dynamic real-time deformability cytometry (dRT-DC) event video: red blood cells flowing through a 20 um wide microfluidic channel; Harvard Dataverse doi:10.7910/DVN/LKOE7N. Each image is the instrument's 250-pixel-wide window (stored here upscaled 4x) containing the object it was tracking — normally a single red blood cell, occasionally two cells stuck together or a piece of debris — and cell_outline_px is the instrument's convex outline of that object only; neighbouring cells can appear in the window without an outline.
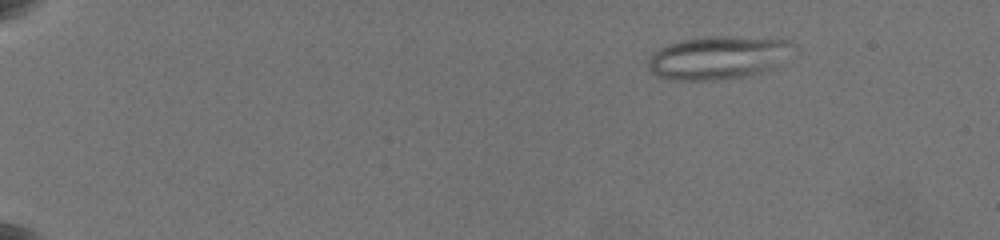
{"species": "common noctule bat (a hibernating species)", "species_latin": "Nyctalus noctula", "temperature_condition": "warm", "stored_images_in_passage": 35, "camera_frame_rate_fps": 3000, "um_per_image_px": 0.085, "animal": {"sex": "female", "body_mass_g": 19.5, "forearm_length_mm": 54.1}, "frame": {"image": 1, "passage_image": 9, "time_ms": 3.0, "image_size_px": [1000, 240], "cell_outline_px": [[796, 48], [780, 64], [772, 68], [760, 72], [744, 76], [712, 80], [672, 80], [656, 76], [648, 68], [648, 60], [660, 48], [680, 40], [704, 36], [724, 36], [788, 40], [796, 44]], "centroid_in_image_um": [61.06, 4.89], "position_along_channel_um": 23.9, "area_um2": 36.41}}
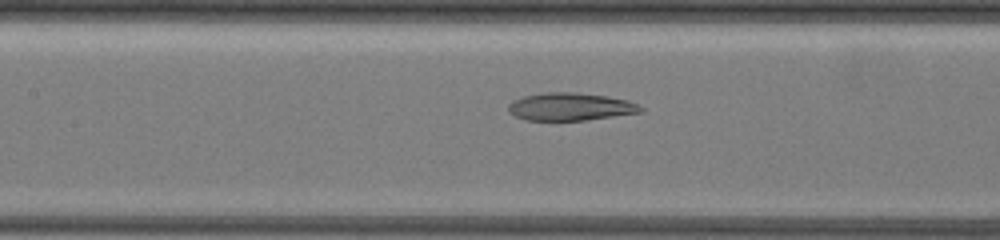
{"frame": {"image": 2, "passage_image": 28, "time_ms": 10.667, "image_size_px": [1000, 240], "cell_outline_px": [[644, 112], [588, 120], [524, 120], [508, 112], [508, 104], [512, 100], [524, 96], [544, 92], [576, 92], [608, 96], [628, 100], [644, 108]], "centroid_in_image_um": [48.49, 9.07], "position_along_channel_um": 158.9, "area_um2": 21.62}}
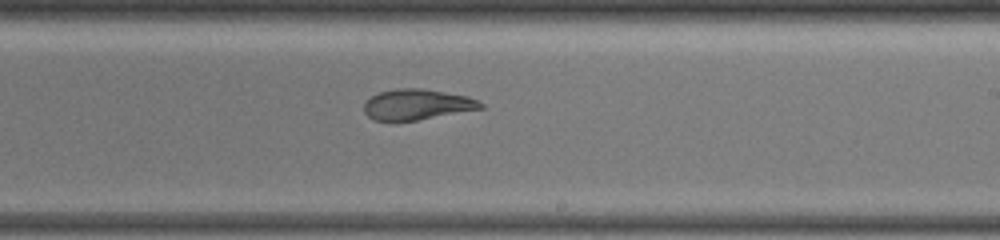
{"frame": {"image": 3, "passage_image": 35, "time_ms": 13.333, "image_size_px": [1000, 240], "cell_outline_px": [[484, 108], [416, 120], [372, 120], [364, 112], [364, 104], [372, 96], [380, 92], [396, 88], [420, 88], [468, 96], [484, 104]], "centroid_in_image_um": [35.44, 8.87], "position_along_channel_um": 253.6, "area_um2": 20.52}}